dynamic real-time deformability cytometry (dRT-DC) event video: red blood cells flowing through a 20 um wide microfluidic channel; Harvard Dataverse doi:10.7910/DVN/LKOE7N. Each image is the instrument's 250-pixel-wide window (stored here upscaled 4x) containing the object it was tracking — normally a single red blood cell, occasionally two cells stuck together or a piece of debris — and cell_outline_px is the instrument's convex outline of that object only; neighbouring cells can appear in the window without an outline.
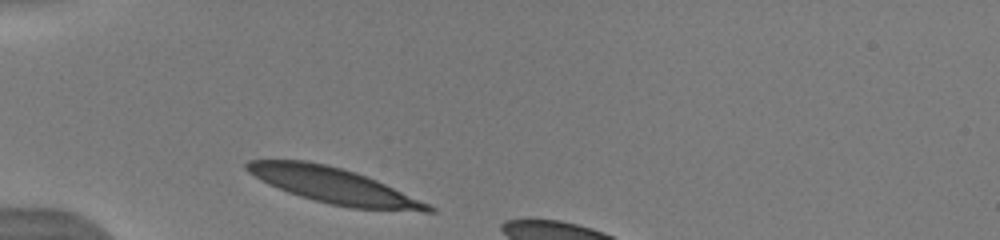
{"species": "human", "species_latin": "Homo sapiens", "temperature_condition": "warm", "stored_images_in_passage": 32, "camera_frame_rate_fps": 3000, "um_per_image_px": 0.085, "donor": {"sex": "male"}, "frame": {"image": 1, "passage_image": 1, "time_ms": 0.0, "image_size_px": [1000, 240], "cell_outline_px": [[436, 212], [424, 212], [352, 208], [328, 204], [300, 196], [288, 192], [268, 184], [260, 180], [248, 172], [244, 168], [244, 164], [248, 160], [304, 160], [324, 164], [356, 172], [376, 180], [428, 204], [436, 208]], "centroid_in_image_um": [28.33, 15.78], "position_along_channel_um": 56.7, "area_um2": 37.34}}
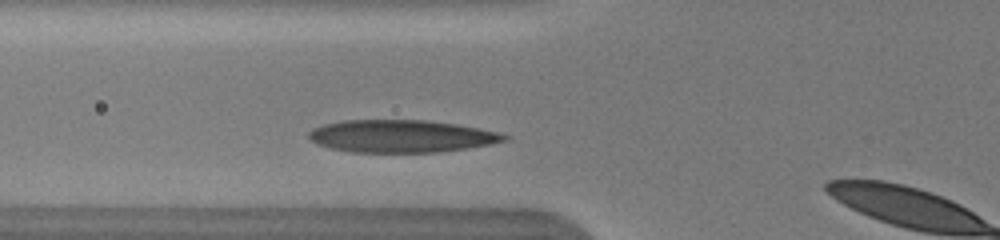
{"frame": {"image": 2, "passage_image": 5, "time_ms": 1.333, "image_size_px": [1000, 240], "cell_outline_px": [[512, 136], [508, 140], [468, 148], [440, 152], [352, 152], [328, 148], [316, 144], [308, 140], [308, 132], [312, 128], [324, 124], [344, 120], [424, 120], [456, 124], [480, 128], [500, 132]], "centroid_in_image_um": [34.1, 11.57], "position_along_channel_um": 91.7, "area_um2": 37.34}}